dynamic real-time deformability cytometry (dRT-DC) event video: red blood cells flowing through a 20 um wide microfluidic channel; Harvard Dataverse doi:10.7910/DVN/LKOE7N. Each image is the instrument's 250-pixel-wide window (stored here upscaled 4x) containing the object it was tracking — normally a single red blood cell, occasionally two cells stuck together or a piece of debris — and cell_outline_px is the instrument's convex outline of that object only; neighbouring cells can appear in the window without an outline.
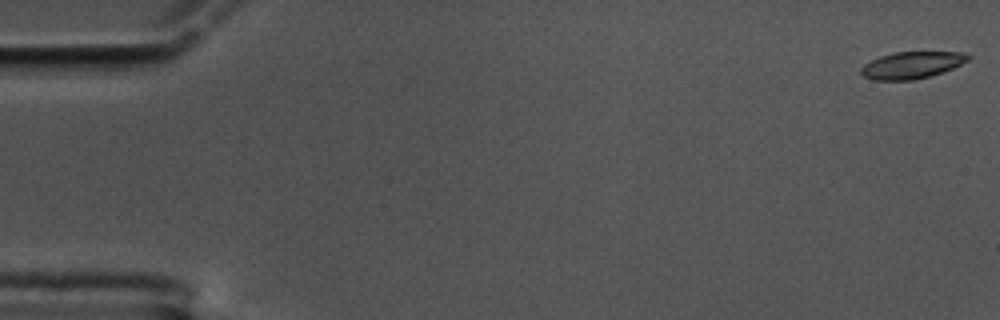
{"species": "common noctule bat (a hibernating species)", "species_latin": "Nyctalus noctula", "temperature_condition": "cold", "stored_images_in_passage": 60, "camera_frame_rate_fps": 3000, "um_per_image_px": 0.085, "animal": {"sex": "male", "body_mass_g": 17.5, "forearm_length_mm": 52.3}, "frame": {"image": 1, "passage_image": 1, "time_ms": 0.0, "image_size_px": [1000, 320], "cell_outline_px": [[972, 56], [968, 60], [952, 68], [928, 76], [912, 80], [872, 80], [864, 76], [860, 72], [860, 68], [864, 64], [880, 56], [892, 52], [964, 52]], "centroid_in_image_um": [77.47, 5.52], "position_along_channel_um": 7.5, "area_um2": 16.65}}
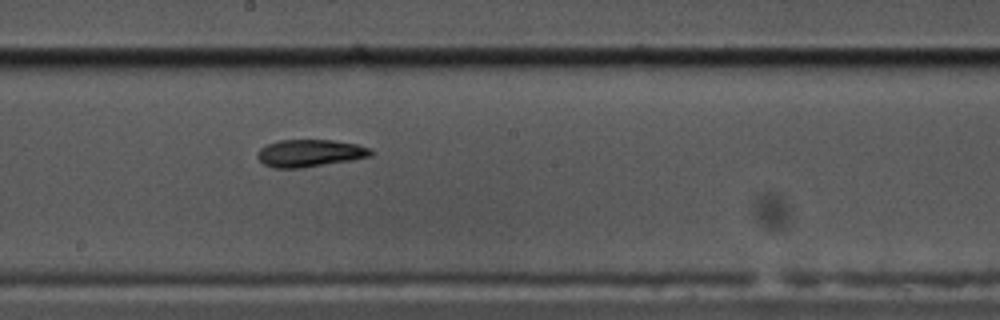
{"frame": {"image": 2, "passage_image": 33, "time_ms": 10.667, "image_size_px": [1000, 320], "cell_outline_px": [[376, 152], [372, 156], [352, 160], [300, 168], [272, 168], [264, 164], [256, 156], [256, 152], [260, 148], [268, 144], [280, 140], [332, 140], [356, 144], [372, 148]], "centroid_in_image_um": [26.36, 13.02], "position_along_channel_um": 221.8, "area_um2": 18.21}}
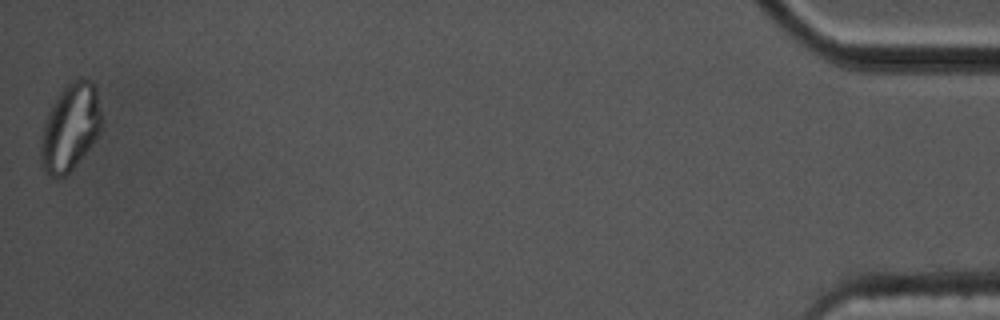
{"frame": {"image": 3, "passage_image": 60, "time_ms": 19.667, "image_size_px": [1000, 320], "cell_outline_px": [[104, 120], [100, 132], [92, 144], [72, 168], [64, 176], [48, 176], [44, 172], [40, 164], [40, 144], [44, 124], [48, 112], [60, 92], [72, 80], [92, 80], [96, 88]], "centroid_in_image_um": [5.98, 10.83], "position_along_channel_um": 429.2, "area_um2": 30.75}, "authors_computed_cell_mechanics": {"area_um2": 18.0914, "velocity_mm_per_s": 3.3548, "shape_relaxation_time_tau1_ms": 8.5833, "shape_relaxation_time_tau2_ms": 6.0889, "deformation_change_tau1": 0.1989, "deformation_change_tau2": 0.146}}